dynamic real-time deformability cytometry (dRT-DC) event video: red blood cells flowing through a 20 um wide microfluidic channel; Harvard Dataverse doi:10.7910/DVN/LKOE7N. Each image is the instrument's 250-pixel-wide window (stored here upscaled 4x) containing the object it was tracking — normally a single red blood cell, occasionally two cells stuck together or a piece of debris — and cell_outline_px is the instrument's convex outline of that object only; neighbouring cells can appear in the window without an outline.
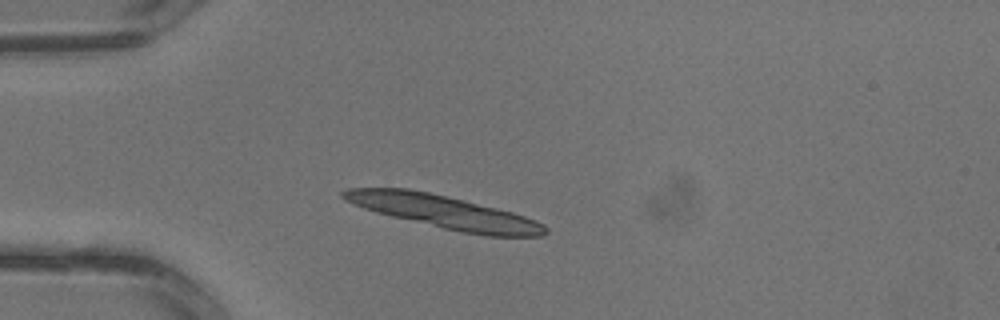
{"species": "common noctule bat (a hibernating species)", "species_latin": "Nyctalus noctula", "temperature_condition": "warm", "stored_images_in_passage": 1, "camera_frame_rate_fps": 3000, "um_per_image_px": 0.085, "animal": {"sex": "male", "body_mass_g": 13.3}, "frame": {"image": 1, "passage_image": 1, "time_ms": 0.0, "image_size_px": [1000, 320], "cell_outline_px": [[548, 232], [544, 236], [488, 236], [460, 232], [392, 216], [376, 212], [352, 204], [344, 200], [340, 196], [340, 192], [348, 188], [408, 188], [428, 192], [464, 200], [512, 212], [536, 220], [544, 224], [548, 228]], "centroid_in_image_um": [37.75, 18.01], "position_along_channel_um": 47.3, "area_um2": 38.67}}